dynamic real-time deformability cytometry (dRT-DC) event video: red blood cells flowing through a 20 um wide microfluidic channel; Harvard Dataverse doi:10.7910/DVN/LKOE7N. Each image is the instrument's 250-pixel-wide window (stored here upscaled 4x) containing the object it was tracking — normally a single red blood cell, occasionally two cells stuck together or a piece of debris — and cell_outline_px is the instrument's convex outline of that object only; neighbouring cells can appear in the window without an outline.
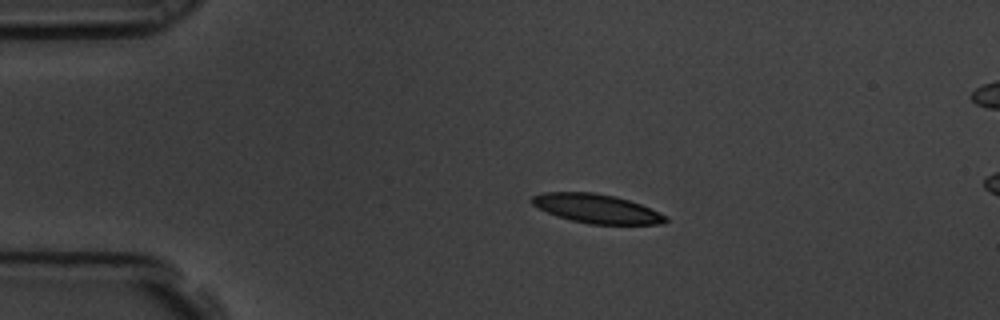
{"species": "common noctule bat (a hibernating species)", "species_latin": "Nyctalus noctula", "temperature_condition": "room temperature", "stored_images_in_passage": 4, "camera_frame_rate_fps": 3000, "um_per_image_px": 0.085, "animal": {"sex": "male", "body_mass_g": 19.5, "forearm_length_mm": 54.6}, "frame": {"image": 1, "passage_image": 2, "time_ms": 0.333, "image_size_px": [1000, 320], "cell_outline_px": [[668, 220], [664, 224], [588, 224], [556, 216], [532, 204], [532, 196], [544, 192], [592, 192], [616, 196], [640, 204], [668, 216]], "centroid_in_image_um": [50.74, 17.73], "position_along_channel_um": 34.3, "area_um2": 22.48}}